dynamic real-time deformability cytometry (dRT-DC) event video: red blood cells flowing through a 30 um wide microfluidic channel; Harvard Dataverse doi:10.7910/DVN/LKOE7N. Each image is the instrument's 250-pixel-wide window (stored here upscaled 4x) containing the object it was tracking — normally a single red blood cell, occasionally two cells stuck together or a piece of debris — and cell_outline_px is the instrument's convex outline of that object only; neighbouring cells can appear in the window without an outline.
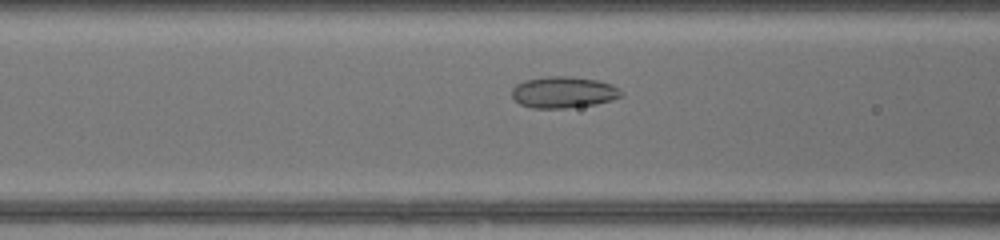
{"species": "common noctule bat (a hibernating species)", "species_latin": "Nyctalus noctula", "temperature_condition": "warm", "stored_images_in_passage": 40, "camera_frame_rate_fps": 3000, "um_per_image_px": 0.085, "animal": {"sex": "female", "body_mass_g": 17.0, "forearm_length_mm": 48.0}, "frame": {"image": 1, "passage_image": 12, "time_ms": 3.667, "image_size_px": [1000, 240], "cell_outline_px": [[624, 96], [612, 100], [596, 104], [568, 108], [532, 108], [520, 104], [512, 96], [512, 88], [516, 84], [528, 80], [548, 76], [568, 76], [596, 80], [612, 84]], "centroid_in_image_um": [47.89, 7.85], "position_along_channel_um": 118.7, "area_um2": 19.88}}
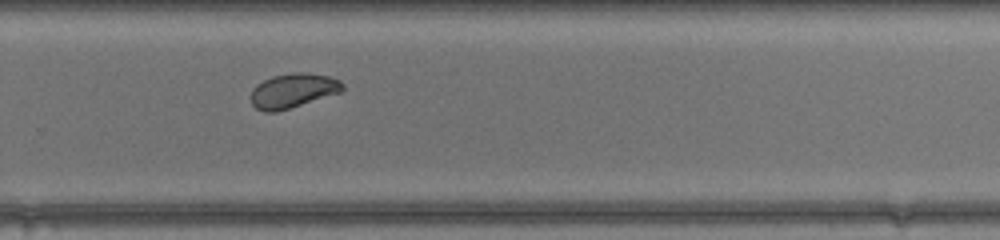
{"frame": {"image": 2, "passage_image": 25, "time_ms": 8.0, "image_size_px": [1000, 240], "cell_outline_px": [[344, 88], [340, 92], [276, 112], [264, 112], [256, 108], [252, 104], [252, 88], [256, 84], [272, 76], [292, 72], [308, 72], [328, 76], [340, 80], [344, 84]], "centroid_in_image_um": [24.89, 7.69], "position_along_channel_um": 304.9, "area_um2": 18.32}}
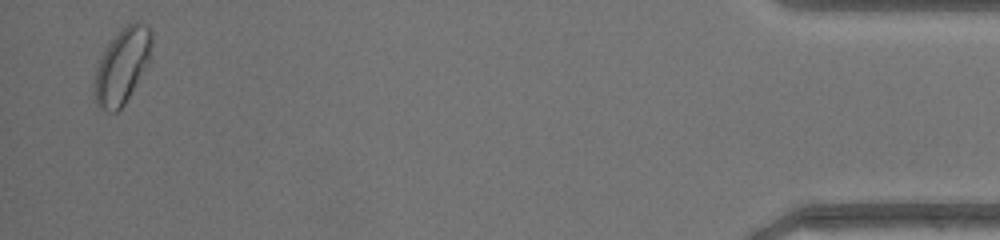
{"frame": {"image": 3, "passage_image": 39, "time_ms": 12.667, "image_size_px": [1000, 240], "cell_outline_px": [[152, 40], [148, 60], [124, 104], [116, 112], [108, 112], [100, 108], [96, 104], [92, 92], [92, 88], [96, 68], [104, 48], [128, 24], [136, 20], [140, 20], [148, 24], [152, 28]], "centroid_in_image_um": [10.34, 5.59], "position_along_channel_um": 424.9, "area_um2": 24.91}, "authors_computed_cell_mechanics": {"area_um2": 19.8543, "velocity_mm_per_s": 4.3072, "shape_relaxation_time_tau1_ms": 4.8055, "shape_relaxation_time_tau2_ms": 0.8427, "deformation_change_tau1": 0.0993, "deformation_change_tau2": 0.0505}}